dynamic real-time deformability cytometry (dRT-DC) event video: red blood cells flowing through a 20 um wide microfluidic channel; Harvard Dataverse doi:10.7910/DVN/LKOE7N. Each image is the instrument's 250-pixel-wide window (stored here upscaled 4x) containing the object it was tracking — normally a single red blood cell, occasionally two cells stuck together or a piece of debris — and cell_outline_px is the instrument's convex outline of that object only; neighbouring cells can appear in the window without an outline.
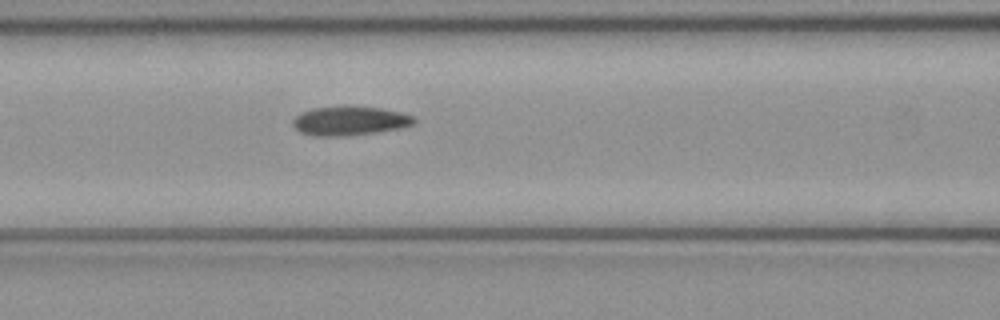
{"species": "common noctule bat (a hibernating species)", "species_latin": "Nyctalus noctula", "temperature_condition": "cold", "stored_images_in_passage": 5, "camera_frame_rate_fps": 3000, "um_per_image_px": 0.085, "animal": {"sex": "female", "body_mass_g": 21.9}, "frame": {"image": 1, "passage_image": 5, "time_ms": 1.333, "image_size_px": [1000, 320], "cell_outline_px": [[416, 120], [412, 124], [400, 128], [376, 132], [348, 136], [312, 136], [300, 132], [292, 124], [292, 120], [300, 112], [312, 108], [384, 108], [400, 112], [412, 116]], "centroid_in_image_um": [29.69, 10.3], "position_along_channel_um": 136.9, "area_um2": 20.06}}